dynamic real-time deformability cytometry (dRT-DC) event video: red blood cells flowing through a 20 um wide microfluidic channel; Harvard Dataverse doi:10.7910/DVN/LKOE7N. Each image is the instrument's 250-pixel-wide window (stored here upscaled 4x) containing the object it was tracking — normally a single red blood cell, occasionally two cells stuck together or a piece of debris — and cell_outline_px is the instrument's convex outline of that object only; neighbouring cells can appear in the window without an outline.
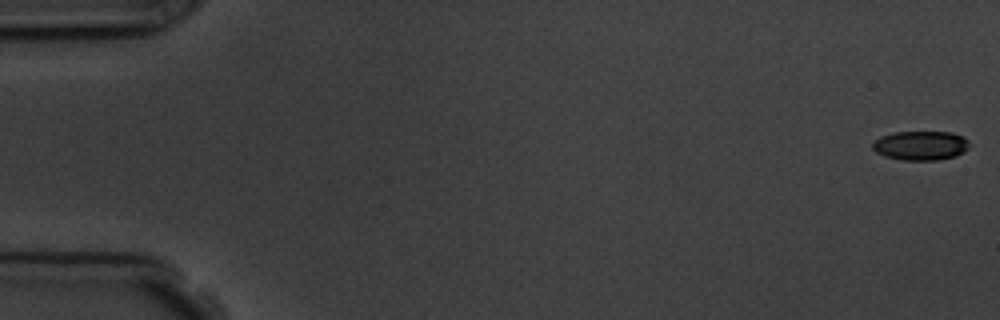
{"species": "common noctule bat (a hibernating species)", "species_latin": "Nyctalus noctula", "temperature_condition": "room temperature", "stored_images_in_passage": 6, "camera_frame_rate_fps": 3000, "um_per_image_px": 0.085, "animal": {"sex": "male", "body_mass_g": 19.5, "forearm_length_mm": 54.6}, "frame": {"image": 1, "passage_image": 1, "time_ms": 0.0, "image_size_px": [1000, 320], "cell_outline_px": [[968, 148], [964, 152], [956, 156], [940, 160], [904, 160], [884, 156], [876, 152], [872, 148], [872, 140], [880, 136], [896, 132], [952, 132], [964, 136], [968, 140]], "centroid_in_image_um": [78.25, 12.37], "position_along_channel_um": 6.7, "area_um2": 16.7}}
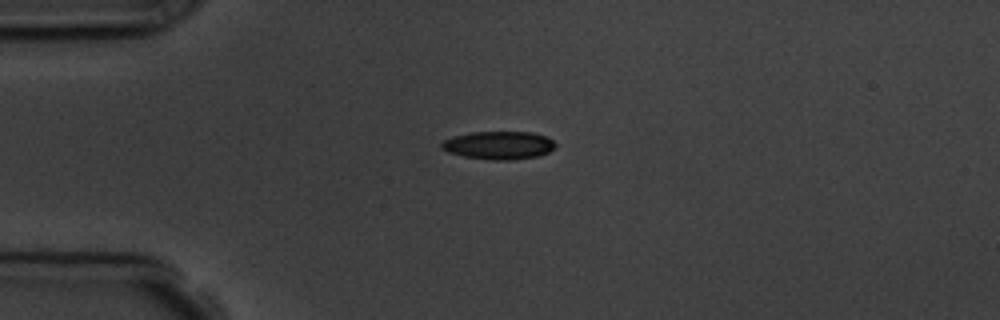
{"frame": {"image": 2, "passage_image": 4, "time_ms": 4.333, "image_size_px": [1000, 320], "cell_outline_px": [[556, 148], [548, 152], [536, 156], [508, 160], [492, 160], [464, 156], [448, 152], [440, 148], [440, 144], [444, 140], [452, 136], [472, 132], [532, 132], [544, 136], [552, 140], [556, 144]], "centroid_in_image_um": [42.37, 12.34], "position_along_channel_um": 42.6, "area_um2": 18.55}}